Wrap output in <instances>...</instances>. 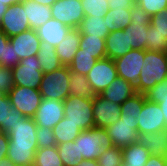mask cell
<instances>
[{
	"label": "cell",
	"mask_w": 167,
	"mask_h": 166,
	"mask_svg": "<svg viewBox=\"0 0 167 166\" xmlns=\"http://www.w3.org/2000/svg\"><path fill=\"white\" fill-rule=\"evenodd\" d=\"M19 61V58H15L14 46L8 41L5 47L4 59H2V67L14 68Z\"/></svg>",
	"instance_id": "obj_44"
},
{
	"label": "cell",
	"mask_w": 167,
	"mask_h": 166,
	"mask_svg": "<svg viewBox=\"0 0 167 166\" xmlns=\"http://www.w3.org/2000/svg\"><path fill=\"white\" fill-rule=\"evenodd\" d=\"M79 49L80 53L91 54L97 60L107 57L105 38L95 37L91 34L81 35Z\"/></svg>",
	"instance_id": "obj_29"
},
{
	"label": "cell",
	"mask_w": 167,
	"mask_h": 166,
	"mask_svg": "<svg viewBox=\"0 0 167 166\" xmlns=\"http://www.w3.org/2000/svg\"><path fill=\"white\" fill-rule=\"evenodd\" d=\"M145 50L131 49L122 57L114 59L117 76L125 79L133 86L137 85L140 70L144 63Z\"/></svg>",
	"instance_id": "obj_9"
},
{
	"label": "cell",
	"mask_w": 167,
	"mask_h": 166,
	"mask_svg": "<svg viewBox=\"0 0 167 166\" xmlns=\"http://www.w3.org/2000/svg\"><path fill=\"white\" fill-rule=\"evenodd\" d=\"M9 41V37L0 29V66L2 67V59H4V52L6 43Z\"/></svg>",
	"instance_id": "obj_48"
},
{
	"label": "cell",
	"mask_w": 167,
	"mask_h": 166,
	"mask_svg": "<svg viewBox=\"0 0 167 166\" xmlns=\"http://www.w3.org/2000/svg\"><path fill=\"white\" fill-rule=\"evenodd\" d=\"M70 95L80 96L81 98L93 100L96 96L86 75L79 74L70 70L69 80Z\"/></svg>",
	"instance_id": "obj_28"
},
{
	"label": "cell",
	"mask_w": 167,
	"mask_h": 166,
	"mask_svg": "<svg viewBox=\"0 0 167 166\" xmlns=\"http://www.w3.org/2000/svg\"><path fill=\"white\" fill-rule=\"evenodd\" d=\"M77 166H99L97 160H82Z\"/></svg>",
	"instance_id": "obj_49"
},
{
	"label": "cell",
	"mask_w": 167,
	"mask_h": 166,
	"mask_svg": "<svg viewBox=\"0 0 167 166\" xmlns=\"http://www.w3.org/2000/svg\"><path fill=\"white\" fill-rule=\"evenodd\" d=\"M36 139L38 148L57 146L53 130L46 127H37Z\"/></svg>",
	"instance_id": "obj_40"
},
{
	"label": "cell",
	"mask_w": 167,
	"mask_h": 166,
	"mask_svg": "<svg viewBox=\"0 0 167 166\" xmlns=\"http://www.w3.org/2000/svg\"><path fill=\"white\" fill-rule=\"evenodd\" d=\"M0 29L9 38L31 29L26 17V8H24L22 1L8 6L0 21Z\"/></svg>",
	"instance_id": "obj_13"
},
{
	"label": "cell",
	"mask_w": 167,
	"mask_h": 166,
	"mask_svg": "<svg viewBox=\"0 0 167 166\" xmlns=\"http://www.w3.org/2000/svg\"><path fill=\"white\" fill-rule=\"evenodd\" d=\"M131 9L115 8L109 9L104 18H107L108 31L113 32L124 29L131 23Z\"/></svg>",
	"instance_id": "obj_32"
},
{
	"label": "cell",
	"mask_w": 167,
	"mask_h": 166,
	"mask_svg": "<svg viewBox=\"0 0 167 166\" xmlns=\"http://www.w3.org/2000/svg\"><path fill=\"white\" fill-rule=\"evenodd\" d=\"M108 2L110 9H131V7L136 3L135 0H108Z\"/></svg>",
	"instance_id": "obj_45"
},
{
	"label": "cell",
	"mask_w": 167,
	"mask_h": 166,
	"mask_svg": "<svg viewBox=\"0 0 167 166\" xmlns=\"http://www.w3.org/2000/svg\"><path fill=\"white\" fill-rule=\"evenodd\" d=\"M9 136L7 133L0 132V161L7 158Z\"/></svg>",
	"instance_id": "obj_46"
},
{
	"label": "cell",
	"mask_w": 167,
	"mask_h": 166,
	"mask_svg": "<svg viewBox=\"0 0 167 166\" xmlns=\"http://www.w3.org/2000/svg\"><path fill=\"white\" fill-rule=\"evenodd\" d=\"M146 50L154 52H166L167 38L154 31L153 26L148 28V39L146 40Z\"/></svg>",
	"instance_id": "obj_39"
},
{
	"label": "cell",
	"mask_w": 167,
	"mask_h": 166,
	"mask_svg": "<svg viewBox=\"0 0 167 166\" xmlns=\"http://www.w3.org/2000/svg\"><path fill=\"white\" fill-rule=\"evenodd\" d=\"M23 114L12 106L7 94L0 95V132L8 133Z\"/></svg>",
	"instance_id": "obj_24"
},
{
	"label": "cell",
	"mask_w": 167,
	"mask_h": 166,
	"mask_svg": "<svg viewBox=\"0 0 167 166\" xmlns=\"http://www.w3.org/2000/svg\"><path fill=\"white\" fill-rule=\"evenodd\" d=\"M135 2L150 16L167 8V0H135Z\"/></svg>",
	"instance_id": "obj_41"
},
{
	"label": "cell",
	"mask_w": 167,
	"mask_h": 166,
	"mask_svg": "<svg viewBox=\"0 0 167 166\" xmlns=\"http://www.w3.org/2000/svg\"><path fill=\"white\" fill-rule=\"evenodd\" d=\"M43 74L37 55L20 60L19 63L12 68L15 86L39 89Z\"/></svg>",
	"instance_id": "obj_7"
},
{
	"label": "cell",
	"mask_w": 167,
	"mask_h": 166,
	"mask_svg": "<svg viewBox=\"0 0 167 166\" xmlns=\"http://www.w3.org/2000/svg\"><path fill=\"white\" fill-rule=\"evenodd\" d=\"M85 16H100L104 18L109 8L108 0H80Z\"/></svg>",
	"instance_id": "obj_38"
},
{
	"label": "cell",
	"mask_w": 167,
	"mask_h": 166,
	"mask_svg": "<svg viewBox=\"0 0 167 166\" xmlns=\"http://www.w3.org/2000/svg\"><path fill=\"white\" fill-rule=\"evenodd\" d=\"M8 6L6 4H0V21L4 15V13L7 11Z\"/></svg>",
	"instance_id": "obj_52"
},
{
	"label": "cell",
	"mask_w": 167,
	"mask_h": 166,
	"mask_svg": "<svg viewBox=\"0 0 167 166\" xmlns=\"http://www.w3.org/2000/svg\"><path fill=\"white\" fill-rule=\"evenodd\" d=\"M36 131L35 120L22 116L7 133L9 136L7 158L13 164L33 165L38 150Z\"/></svg>",
	"instance_id": "obj_1"
},
{
	"label": "cell",
	"mask_w": 167,
	"mask_h": 166,
	"mask_svg": "<svg viewBox=\"0 0 167 166\" xmlns=\"http://www.w3.org/2000/svg\"><path fill=\"white\" fill-rule=\"evenodd\" d=\"M14 86L12 68L0 66V91L7 94L14 88Z\"/></svg>",
	"instance_id": "obj_43"
},
{
	"label": "cell",
	"mask_w": 167,
	"mask_h": 166,
	"mask_svg": "<svg viewBox=\"0 0 167 166\" xmlns=\"http://www.w3.org/2000/svg\"><path fill=\"white\" fill-rule=\"evenodd\" d=\"M144 63L140 70L139 80L135 86L136 93L145 94L156 84L167 78L166 52L145 50Z\"/></svg>",
	"instance_id": "obj_2"
},
{
	"label": "cell",
	"mask_w": 167,
	"mask_h": 166,
	"mask_svg": "<svg viewBox=\"0 0 167 166\" xmlns=\"http://www.w3.org/2000/svg\"><path fill=\"white\" fill-rule=\"evenodd\" d=\"M146 100L145 94L136 93L132 97L126 99L121 105V117L122 120L137 121L140 112L143 107V103Z\"/></svg>",
	"instance_id": "obj_31"
},
{
	"label": "cell",
	"mask_w": 167,
	"mask_h": 166,
	"mask_svg": "<svg viewBox=\"0 0 167 166\" xmlns=\"http://www.w3.org/2000/svg\"><path fill=\"white\" fill-rule=\"evenodd\" d=\"M93 116L96 128L106 129L121 117L120 105L96 95L93 99Z\"/></svg>",
	"instance_id": "obj_15"
},
{
	"label": "cell",
	"mask_w": 167,
	"mask_h": 166,
	"mask_svg": "<svg viewBox=\"0 0 167 166\" xmlns=\"http://www.w3.org/2000/svg\"><path fill=\"white\" fill-rule=\"evenodd\" d=\"M148 101L158 103L167 126V78L145 93Z\"/></svg>",
	"instance_id": "obj_34"
},
{
	"label": "cell",
	"mask_w": 167,
	"mask_h": 166,
	"mask_svg": "<svg viewBox=\"0 0 167 166\" xmlns=\"http://www.w3.org/2000/svg\"><path fill=\"white\" fill-rule=\"evenodd\" d=\"M50 7L52 18L71 28H78L85 17L80 0H57Z\"/></svg>",
	"instance_id": "obj_11"
},
{
	"label": "cell",
	"mask_w": 167,
	"mask_h": 166,
	"mask_svg": "<svg viewBox=\"0 0 167 166\" xmlns=\"http://www.w3.org/2000/svg\"><path fill=\"white\" fill-rule=\"evenodd\" d=\"M7 95L12 106L19 109L27 118L34 117L43 99L38 89L24 86H14Z\"/></svg>",
	"instance_id": "obj_8"
},
{
	"label": "cell",
	"mask_w": 167,
	"mask_h": 166,
	"mask_svg": "<svg viewBox=\"0 0 167 166\" xmlns=\"http://www.w3.org/2000/svg\"><path fill=\"white\" fill-rule=\"evenodd\" d=\"M97 59L91 54L80 53V49L77 50L73 61L68 65L71 71L77 72L82 75H87L92 69Z\"/></svg>",
	"instance_id": "obj_35"
},
{
	"label": "cell",
	"mask_w": 167,
	"mask_h": 166,
	"mask_svg": "<svg viewBox=\"0 0 167 166\" xmlns=\"http://www.w3.org/2000/svg\"><path fill=\"white\" fill-rule=\"evenodd\" d=\"M139 142L151 155L167 157V129L139 135Z\"/></svg>",
	"instance_id": "obj_23"
},
{
	"label": "cell",
	"mask_w": 167,
	"mask_h": 166,
	"mask_svg": "<svg viewBox=\"0 0 167 166\" xmlns=\"http://www.w3.org/2000/svg\"><path fill=\"white\" fill-rule=\"evenodd\" d=\"M71 29V27L61 23L57 19L51 18L36 29V33L40 41L48 42L50 45L56 47Z\"/></svg>",
	"instance_id": "obj_18"
},
{
	"label": "cell",
	"mask_w": 167,
	"mask_h": 166,
	"mask_svg": "<svg viewBox=\"0 0 167 166\" xmlns=\"http://www.w3.org/2000/svg\"><path fill=\"white\" fill-rule=\"evenodd\" d=\"M9 41L14 46L15 58L20 60L37 55L40 48V39L33 29L12 36Z\"/></svg>",
	"instance_id": "obj_17"
},
{
	"label": "cell",
	"mask_w": 167,
	"mask_h": 166,
	"mask_svg": "<svg viewBox=\"0 0 167 166\" xmlns=\"http://www.w3.org/2000/svg\"><path fill=\"white\" fill-rule=\"evenodd\" d=\"M136 94L135 86L121 77H116L99 95L106 100L121 105L126 99Z\"/></svg>",
	"instance_id": "obj_19"
},
{
	"label": "cell",
	"mask_w": 167,
	"mask_h": 166,
	"mask_svg": "<svg viewBox=\"0 0 167 166\" xmlns=\"http://www.w3.org/2000/svg\"><path fill=\"white\" fill-rule=\"evenodd\" d=\"M81 35H93L95 37L106 38L109 34L107 18L100 16H85L78 27Z\"/></svg>",
	"instance_id": "obj_27"
},
{
	"label": "cell",
	"mask_w": 167,
	"mask_h": 166,
	"mask_svg": "<svg viewBox=\"0 0 167 166\" xmlns=\"http://www.w3.org/2000/svg\"><path fill=\"white\" fill-rule=\"evenodd\" d=\"M69 66L44 73L40 83L39 91L42 98L64 101L69 95Z\"/></svg>",
	"instance_id": "obj_4"
},
{
	"label": "cell",
	"mask_w": 167,
	"mask_h": 166,
	"mask_svg": "<svg viewBox=\"0 0 167 166\" xmlns=\"http://www.w3.org/2000/svg\"><path fill=\"white\" fill-rule=\"evenodd\" d=\"M131 23L124 28L127 33L128 46L132 49L146 50V40L148 39V28L151 23V16L135 3L131 7Z\"/></svg>",
	"instance_id": "obj_6"
},
{
	"label": "cell",
	"mask_w": 167,
	"mask_h": 166,
	"mask_svg": "<svg viewBox=\"0 0 167 166\" xmlns=\"http://www.w3.org/2000/svg\"><path fill=\"white\" fill-rule=\"evenodd\" d=\"M64 117L82 130L95 127L93 100L69 95L64 101Z\"/></svg>",
	"instance_id": "obj_5"
},
{
	"label": "cell",
	"mask_w": 167,
	"mask_h": 166,
	"mask_svg": "<svg viewBox=\"0 0 167 166\" xmlns=\"http://www.w3.org/2000/svg\"><path fill=\"white\" fill-rule=\"evenodd\" d=\"M11 164L12 162L8 158H5L0 161V166H11Z\"/></svg>",
	"instance_id": "obj_53"
},
{
	"label": "cell",
	"mask_w": 167,
	"mask_h": 166,
	"mask_svg": "<svg viewBox=\"0 0 167 166\" xmlns=\"http://www.w3.org/2000/svg\"><path fill=\"white\" fill-rule=\"evenodd\" d=\"M33 166H64L57 146L38 148L35 153Z\"/></svg>",
	"instance_id": "obj_33"
},
{
	"label": "cell",
	"mask_w": 167,
	"mask_h": 166,
	"mask_svg": "<svg viewBox=\"0 0 167 166\" xmlns=\"http://www.w3.org/2000/svg\"><path fill=\"white\" fill-rule=\"evenodd\" d=\"M81 33L78 28H72L65 38L55 47L56 54L63 66H68L79 49Z\"/></svg>",
	"instance_id": "obj_20"
},
{
	"label": "cell",
	"mask_w": 167,
	"mask_h": 166,
	"mask_svg": "<svg viewBox=\"0 0 167 166\" xmlns=\"http://www.w3.org/2000/svg\"><path fill=\"white\" fill-rule=\"evenodd\" d=\"M11 166H33V165H25V164H11Z\"/></svg>",
	"instance_id": "obj_54"
},
{
	"label": "cell",
	"mask_w": 167,
	"mask_h": 166,
	"mask_svg": "<svg viewBox=\"0 0 167 166\" xmlns=\"http://www.w3.org/2000/svg\"><path fill=\"white\" fill-rule=\"evenodd\" d=\"M22 3L24 8H26V17L31 29H38L52 18L50 6L42 5L32 0H22Z\"/></svg>",
	"instance_id": "obj_22"
},
{
	"label": "cell",
	"mask_w": 167,
	"mask_h": 166,
	"mask_svg": "<svg viewBox=\"0 0 167 166\" xmlns=\"http://www.w3.org/2000/svg\"><path fill=\"white\" fill-rule=\"evenodd\" d=\"M77 143L79 161L98 160L104 149L112 148V140L104 128H90L82 131L74 140Z\"/></svg>",
	"instance_id": "obj_3"
},
{
	"label": "cell",
	"mask_w": 167,
	"mask_h": 166,
	"mask_svg": "<svg viewBox=\"0 0 167 166\" xmlns=\"http://www.w3.org/2000/svg\"><path fill=\"white\" fill-rule=\"evenodd\" d=\"M64 117V102L43 98L33 119L37 127H53Z\"/></svg>",
	"instance_id": "obj_16"
},
{
	"label": "cell",
	"mask_w": 167,
	"mask_h": 166,
	"mask_svg": "<svg viewBox=\"0 0 167 166\" xmlns=\"http://www.w3.org/2000/svg\"><path fill=\"white\" fill-rule=\"evenodd\" d=\"M97 162L99 166H122V148L113 146L112 148L104 149Z\"/></svg>",
	"instance_id": "obj_37"
},
{
	"label": "cell",
	"mask_w": 167,
	"mask_h": 166,
	"mask_svg": "<svg viewBox=\"0 0 167 166\" xmlns=\"http://www.w3.org/2000/svg\"><path fill=\"white\" fill-rule=\"evenodd\" d=\"M145 166H166L165 158L156 155H150Z\"/></svg>",
	"instance_id": "obj_47"
},
{
	"label": "cell",
	"mask_w": 167,
	"mask_h": 166,
	"mask_svg": "<svg viewBox=\"0 0 167 166\" xmlns=\"http://www.w3.org/2000/svg\"><path fill=\"white\" fill-rule=\"evenodd\" d=\"M86 77L95 94L99 95L117 77L114 60L108 57L97 60Z\"/></svg>",
	"instance_id": "obj_10"
},
{
	"label": "cell",
	"mask_w": 167,
	"mask_h": 166,
	"mask_svg": "<svg viewBox=\"0 0 167 166\" xmlns=\"http://www.w3.org/2000/svg\"><path fill=\"white\" fill-rule=\"evenodd\" d=\"M136 119L139 135L167 129L159 104L150 102L147 99L144 101L140 115Z\"/></svg>",
	"instance_id": "obj_12"
},
{
	"label": "cell",
	"mask_w": 167,
	"mask_h": 166,
	"mask_svg": "<svg viewBox=\"0 0 167 166\" xmlns=\"http://www.w3.org/2000/svg\"><path fill=\"white\" fill-rule=\"evenodd\" d=\"M32 1H35L36 3L42 4V5L51 6L57 0H32Z\"/></svg>",
	"instance_id": "obj_50"
},
{
	"label": "cell",
	"mask_w": 167,
	"mask_h": 166,
	"mask_svg": "<svg viewBox=\"0 0 167 166\" xmlns=\"http://www.w3.org/2000/svg\"><path fill=\"white\" fill-rule=\"evenodd\" d=\"M138 122L118 119L106 131L115 147H126L139 141Z\"/></svg>",
	"instance_id": "obj_14"
},
{
	"label": "cell",
	"mask_w": 167,
	"mask_h": 166,
	"mask_svg": "<svg viewBox=\"0 0 167 166\" xmlns=\"http://www.w3.org/2000/svg\"><path fill=\"white\" fill-rule=\"evenodd\" d=\"M21 1L22 0H0V4H6L7 6H11Z\"/></svg>",
	"instance_id": "obj_51"
},
{
	"label": "cell",
	"mask_w": 167,
	"mask_h": 166,
	"mask_svg": "<svg viewBox=\"0 0 167 166\" xmlns=\"http://www.w3.org/2000/svg\"><path fill=\"white\" fill-rule=\"evenodd\" d=\"M105 46L107 57L112 60L122 57L132 49L128 46L127 33L123 29L110 32L105 38Z\"/></svg>",
	"instance_id": "obj_21"
},
{
	"label": "cell",
	"mask_w": 167,
	"mask_h": 166,
	"mask_svg": "<svg viewBox=\"0 0 167 166\" xmlns=\"http://www.w3.org/2000/svg\"><path fill=\"white\" fill-rule=\"evenodd\" d=\"M37 58L43 73L52 72L63 66L56 54V48L45 41H40Z\"/></svg>",
	"instance_id": "obj_25"
},
{
	"label": "cell",
	"mask_w": 167,
	"mask_h": 166,
	"mask_svg": "<svg viewBox=\"0 0 167 166\" xmlns=\"http://www.w3.org/2000/svg\"><path fill=\"white\" fill-rule=\"evenodd\" d=\"M57 150L64 166H77L81 162L77 159L78 150L75 141L58 144Z\"/></svg>",
	"instance_id": "obj_36"
},
{
	"label": "cell",
	"mask_w": 167,
	"mask_h": 166,
	"mask_svg": "<svg viewBox=\"0 0 167 166\" xmlns=\"http://www.w3.org/2000/svg\"><path fill=\"white\" fill-rule=\"evenodd\" d=\"M150 25L154 27L155 32L167 38V8L152 15Z\"/></svg>",
	"instance_id": "obj_42"
},
{
	"label": "cell",
	"mask_w": 167,
	"mask_h": 166,
	"mask_svg": "<svg viewBox=\"0 0 167 166\" xmlns=\"http://www.w3.org/2000/svg\"><path fill=\"white\" fill-rule=\"evenodd\" d=\"M122 166H145L150 152L138 141L122 148Z\"/></svg>",
	"instance_id": "obj_26"
},
{
	"label": "cell",
	"mask_w": 167,
	"mask_h": 166,
	"mask_svg": "<svg viewBox=\"0 0 167 166\" xmlns=\"http://www.w3.org/2000/svg\"><path fill=\"white\" fill-rule=\"evenodd\" d=\"M54 137L56 139V143L62 144L65 142L74 141L82 130L78 127V125L73 124L68 121L65 117H63L54 127H53Z\"/></svg>",
	"instance_id": "obj_30"
}]
</instances>
